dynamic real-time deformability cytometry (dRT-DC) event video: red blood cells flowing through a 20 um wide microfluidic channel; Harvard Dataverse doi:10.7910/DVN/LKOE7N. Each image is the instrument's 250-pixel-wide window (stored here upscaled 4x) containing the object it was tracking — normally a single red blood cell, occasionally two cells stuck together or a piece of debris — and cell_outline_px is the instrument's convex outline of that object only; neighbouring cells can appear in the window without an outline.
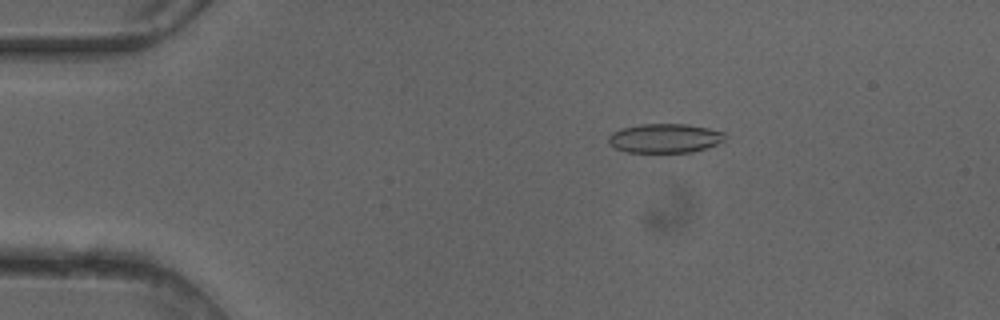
{"species": "common noctule bat (a hibernating species)", "species_latin": "Nyctalus noctula", "temperature_condition": "cold", "stored_images_in_passage": 50, "camera_frame_rate_fps": 3000, "um_per_image_px": 0.085, "animal": {"sex": "female"}, "frame": {"image": 1, "passage_image": 9, "time_ms": 2.667, "image_size_px": [1000, 320], "cell_outline_px": [[728, 136], [724, 140], [716, 144], [692, 152], [628, 152], [616, 148], [608, 144], [608, 136], [612, 132], [620, 128], [640, 124], [688, 124], [708, 128], [724, 132]], "centroid_in_image_um": [56.49, 11.74], "position_along_channel_um": 28.5, "area_um2": 19.88}}
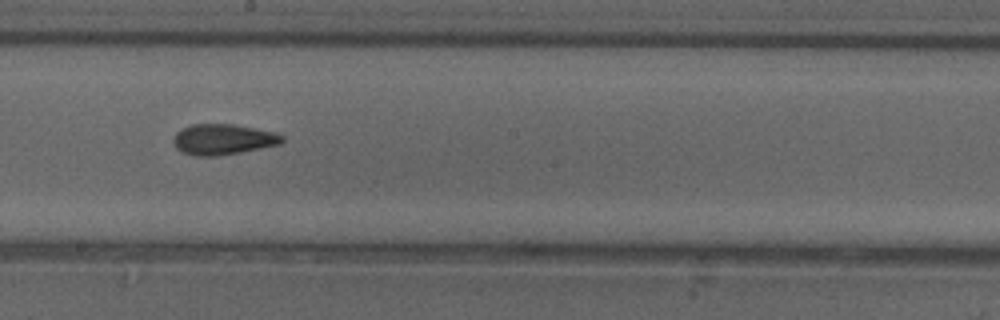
{"frame": {"image": 2, "passage_image": 28, "time_ms": 9.0, "image_size_px": [1000, 320], "cell_outline_px": [[284, 140], [280, 144], [240, 152], [216, 156], [196, 156], [180, 152], [176, 148], [172, 140], [176, 132], [180, 128], [192, 124], [232, 124], [276, 132], [284, 136]], "centroid_in_image_um": [18.92, 11.84], "position_along_channel_um": 229.3, "area_um2": 19.54}}
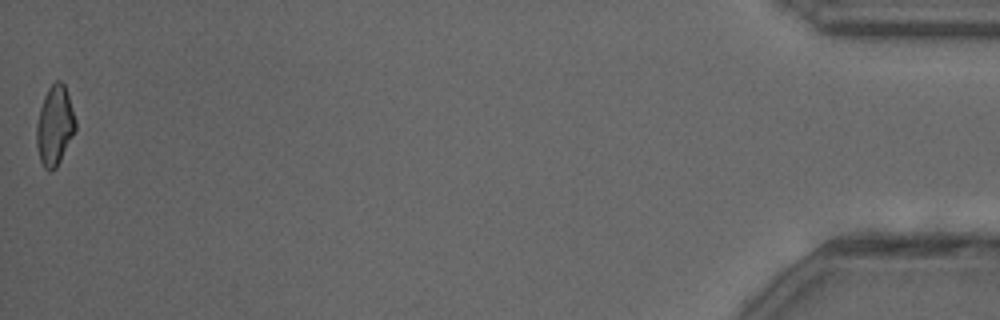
{"frame": {"image": 3, "passage_image": 50, "time_ms": 16.333, "image_size_px": [1000, 320], "cell_outline_px": [[76, 128], [56, 168], [52, 172], [48, 172], [44, 168], [40, 160], [36, 144], [36, 124], [40, 108], [44, 96], [48, 88], [56, 80], [60, 80], [64, 84], [76, 120]], "centroid_in_image_um": [4.63, 10.69], "position_along_channel_um": 430.6, "area_um2": 17.98}, "authors_computed_cell_mechanics": {"area_um2": 19.363, "velocity_mm_per_s": 4.1181, "shape_relaxation_time_tau1_ms": null, "shape_relaxation_time_tau2_ms": 2.5721, "deformation_change_tau1": null, "deformation_change_tau2": 0.0975}}